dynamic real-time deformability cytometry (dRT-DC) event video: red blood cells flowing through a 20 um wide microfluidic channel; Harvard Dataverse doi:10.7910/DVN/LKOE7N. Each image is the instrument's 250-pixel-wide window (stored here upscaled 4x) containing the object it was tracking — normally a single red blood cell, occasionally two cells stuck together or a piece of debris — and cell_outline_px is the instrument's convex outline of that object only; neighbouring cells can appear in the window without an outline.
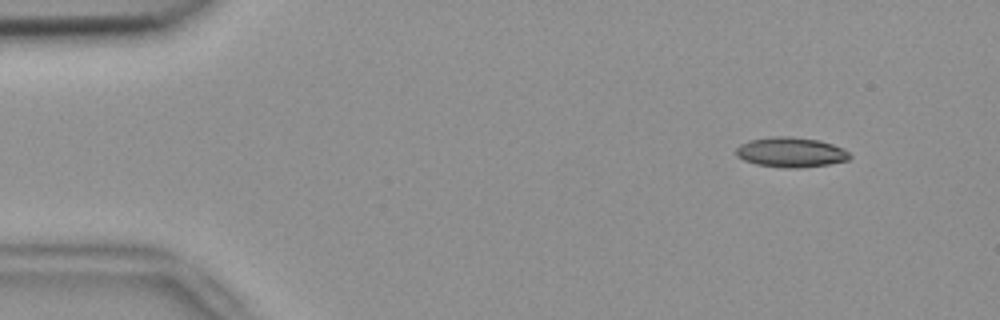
{"species": "common noctule bat (a hibernating species)", "species_latin": "Nyctalus noctula", "temperature_condition": "room temperature", "stored_images_in_passage": 51, "camera_frame_rate_fps": 3000, "um_per_image_px": 0.085, "animal": {"sex": "female", "body_mass_g": 18.4}, "frame": {"image": 1, "passage_image": 3, "time_ms": 0.667, "image_size_px": [1000, 320], "cell_outline_px": [[852, 156], [848, 160], [828, 164], [796, 168], [784, 168], [756, 164], [744, 160], [736, 156], [736, 148], [740, 144], [748, 140], [772, 136], [788, 136], [816, 140], [832, 144], [848, 152]], "centroid_in_image_um": [67.17, 12.94], "position_along_channel_um": 17.8, "area_um2": 19.71}}
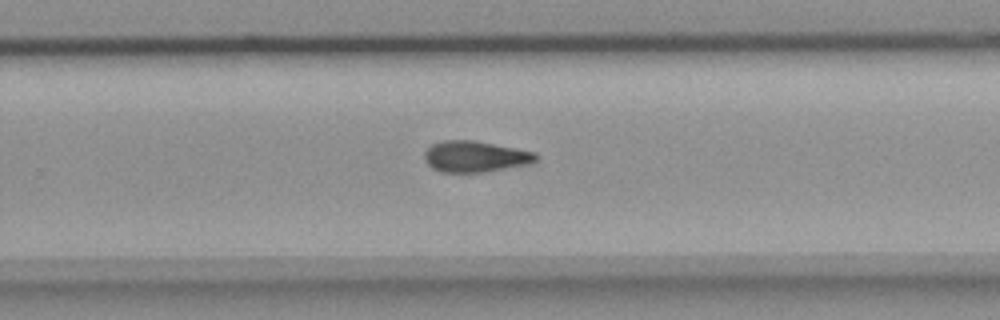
{"frame": {"image": 2, "passage_image": 32, "time_ms": 10.333, "image_size_px": [1000, 320], "cell_outline_px": [[540, 156], [536, 160], [528, 164], [484, 172], [440, 172], [432, 168], [428, 164], [424, 156], [424, 152], [432, 144], [444, 140], [472, 140], [516, 148], [536, 152]], "centroid_in_image_um": [40.4, 13.3], "position_along_channel_um": 289.4, "area_um2": 20.17}}
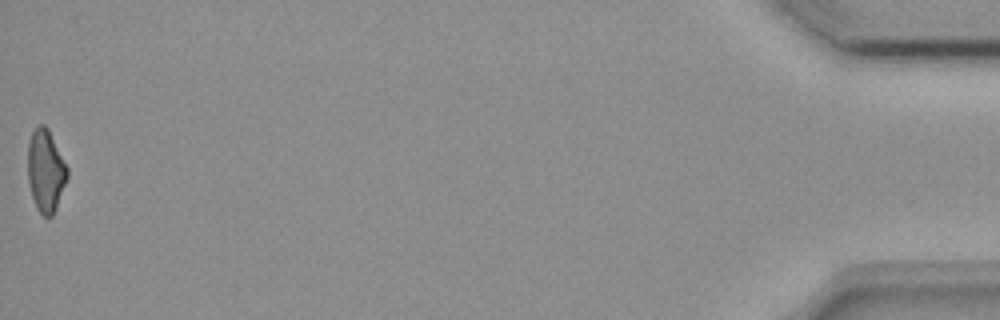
{"frame": {"image": 3, "passage_image": 51, "time_ms": 16.667, "image_size_px": [1000, 320], "cell_outline_px": [[68, 176], [56, 208], [52, 216], [44, 216], [36, 208], [32, 196], [28, 180], [28, 140], [32, 132], [40, 124], [44, 124], [48, 128], [68, 168]], "centroid_in_image_um": [3.88, 14.5], "position_along_channel_um": 431.3, "area_um2": 18.84}, "authors_computed_cell_mechanics": {"area_um2": 19.8832, "velocity_mm_per_s": 3.7962, "shape_relaxation_time_tau1_ms": 6.892, "shape_relaxation_time_tau2_ms": 6.9239, "deformation_change_tau1": 0.1731, "deformation_change_tau2": 0.17}}